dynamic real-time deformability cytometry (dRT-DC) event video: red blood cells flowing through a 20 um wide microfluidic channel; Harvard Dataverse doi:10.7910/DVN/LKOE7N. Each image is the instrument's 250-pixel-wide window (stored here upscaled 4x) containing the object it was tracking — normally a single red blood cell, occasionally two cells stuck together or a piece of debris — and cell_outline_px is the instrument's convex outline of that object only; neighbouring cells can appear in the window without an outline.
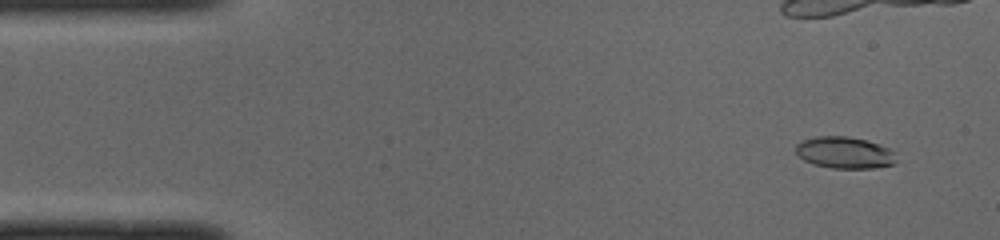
{"species": "common noctule bat (a hibernating species)", "species_latin": "Nyctalus noctula", "temperature_condition": "cold", "stored_images_in_passage": 22, "camera_frame_rate_fps": 3000, "um_per_image_px": 0.085, "animal": {"sex": "male", "body_mass_g": 19.0, "forearm_length_mm": 50.8}, "frame": {"image": 1, "passage_image": 4, "time_ms": 1.0, "image_size_px": [1000, 240], "cell_outline_px": [[896, 164], [876, 168], [832, 168], [812, 164], [804, 160], [796, 152], [796, 144], [800, 140], [816, 136], [848, 136], [864, 140], [888, 148], [892, 152], [896, 160]], "centroid_in_image_um": [71.75, 12.98], "position_along_channel_um": 13.2, "area_um2": 18.5}}